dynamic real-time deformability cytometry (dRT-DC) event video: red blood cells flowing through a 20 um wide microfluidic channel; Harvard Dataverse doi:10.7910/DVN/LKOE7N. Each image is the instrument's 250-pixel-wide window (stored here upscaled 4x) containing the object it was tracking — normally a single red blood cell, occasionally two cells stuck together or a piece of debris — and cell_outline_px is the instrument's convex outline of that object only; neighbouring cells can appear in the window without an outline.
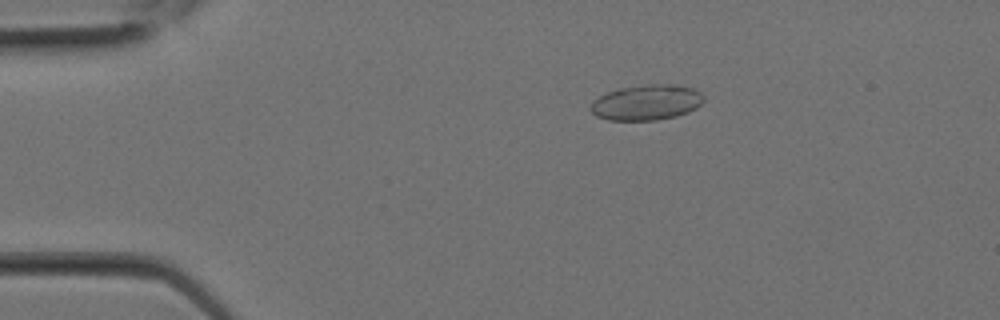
{"species": "Egyptian fruit bat (a non-hibernating species)", "species_latin": "Rousettus aegyptiacus", "temperature_condition": "room temperature", "stored_images_in_passage": 25, "camera_frame_rate_fps": 3000, "um_per_image_px": 0.085, "animal": {"sex": "female"}, "frame": {"image": 1, "passage_image": 5, "time_ms": 1.333, "image_size_px": [1000, 320], "cell_outline_px": [[704, 100], [696, 108], [688, 112], [676, 116], [656, 120], [608, 120], [596, 116], [588, 108], [592, 100], [608, 92], [620, 88], [648, 84], [676, 84], [692, 88], [700, 92], [704, 96]], "centroid_in_image_um": [54.94, 8.71], "position_along_channel_um": 30.1, "area_um2": 23.47}}
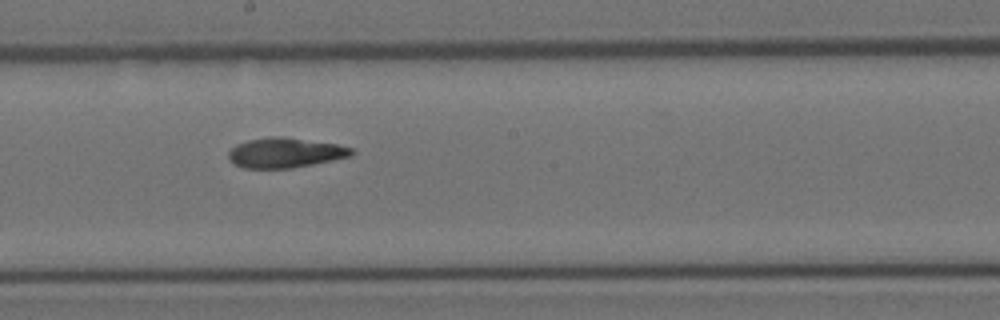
{"frame": {"image": 2, "passage_image": 14, "time_ms": 4.333, "image_size_px": [1000, 320], "cell_outline_px": [[356, 152], [352, 156], [292, 168], [244, 168], [228, 160], [228, 152], [236, 144], [248, 140], [272, 136], [284, 136], [336, 144], [352, 148]], "centroid_in_image_um": [24.24, 12.97], "position_along_channel_um": 224.0, "area_um2": 21.5}}
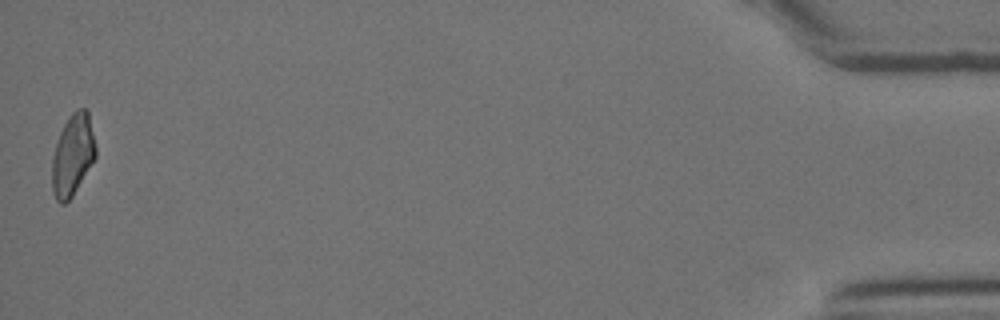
{"frame": {"image": 3, "passage_image": 25, "time_ms": 8.0, "image_size_px": [1000, 320], "cell_outline_px": [[96, 156], [72, 196], [64, 204], [60, 204], [56, 200], [52, 192], [52, 156], [60, 132], [64, 124], [72, 112], [80, 108], [84, 108], [88, 112], [96, 148]], "centroid_in_image_um": [6.16, 13.19], "position_along_channel_um": 429.0, "area_um2": 20.46}}